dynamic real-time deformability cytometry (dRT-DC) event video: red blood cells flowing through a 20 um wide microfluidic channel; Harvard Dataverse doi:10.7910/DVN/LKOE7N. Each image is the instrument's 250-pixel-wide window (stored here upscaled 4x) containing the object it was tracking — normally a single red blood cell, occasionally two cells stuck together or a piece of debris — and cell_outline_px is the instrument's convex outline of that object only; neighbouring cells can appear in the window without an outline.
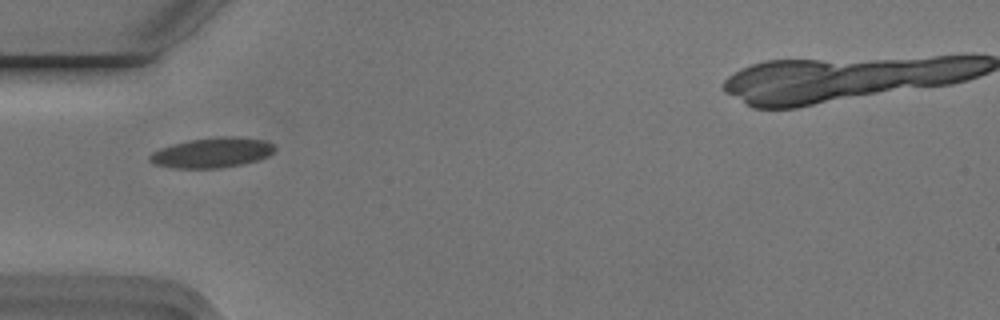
{"species": "Egyptian fruit bat (a non-hibernating species)", "species_latin": "Rousettus aegyptiacus", "temperature_condition": "cold", "stored_images_in_passage": 3, "camera_frame_rate_fps": 3000, "um_per_image_px": 0.085, "animal": {"sex": "male"}, "frame": {"image": 1, "passage_image": 1, "time_ms": 0.0, "image_size_px": [1000, 320], "cell_outline_px": [[276, 148], [268, 156], [244, 164], [220, 168], [172, 168], [152, 164], [148, 160], [148, 156], [152, 152], [160, 148], [172, 144], [188, 140], [220, 136], [240, 136], [264, 140], [276, 144]], "centroid_in_image_um": [18.02, 12.97], "position_along_channel_um": 67.0, "area_um2": 22.25}}
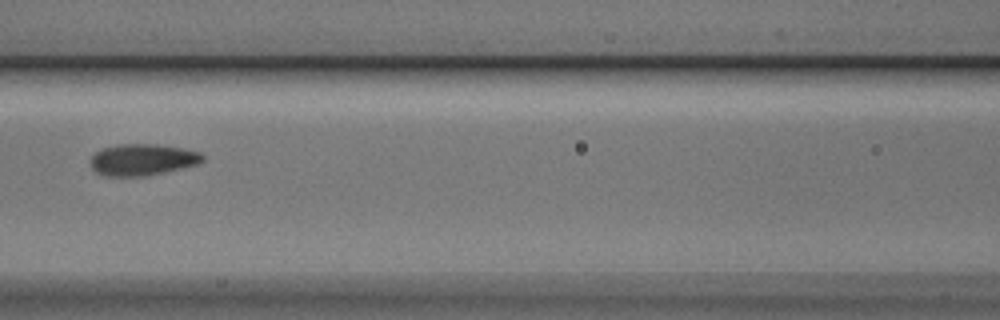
{"frame": {"image": 2, "passage_image": 3, "time_ms": 0.667, "image_size_px": [1000, 320], "cell_outline_px": [[204, 160], [196, 164], [180, 168], [144, 176], [104, 176], [96, 172], [92, 168], [92, 156], [96, 152], [104, 148], [120, 144], [156, 144], [184, 148], [200, 152], [204, 156]], "centroid_in_image_um": [12.12, 13.56], "position_along_channel_um": 154.5, "area_um2": 20.35}}